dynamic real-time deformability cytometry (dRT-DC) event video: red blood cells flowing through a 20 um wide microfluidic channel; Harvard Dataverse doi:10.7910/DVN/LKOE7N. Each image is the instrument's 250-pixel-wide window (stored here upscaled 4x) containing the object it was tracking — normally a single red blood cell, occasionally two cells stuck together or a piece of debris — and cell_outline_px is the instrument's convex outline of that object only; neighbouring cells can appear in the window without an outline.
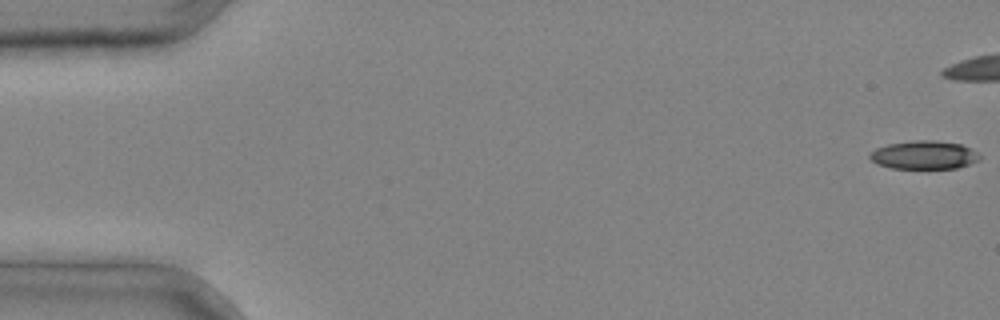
{"species": "common noctule bat (a hibernating species)", "species_latin": "Nyctalus noctula", "temperature_condition": "cold", "stored_images_in_passage": 5, "camera_frame_rate_fps": 3000, "um_per_image_px": 0.085, "animal": {"sex": "male", "body_mass_g": 20.4}, "frame": {"image": 1, "passage_image": 1, "time_ms": 0.0, "image_size_px": [1000, 320], "cell_outline_px": [[980, 160], [956, 168], [892, 168], [876, 164], [868, 156], [876, 148], [888, 144], [912, 140], [936, 140], [960, 144], [976, 152], [980, 156]], "centroid_in_image_um": [78.52, 13.17], "position_along_channel_um": 6.5, "area_um2": 18.03}}
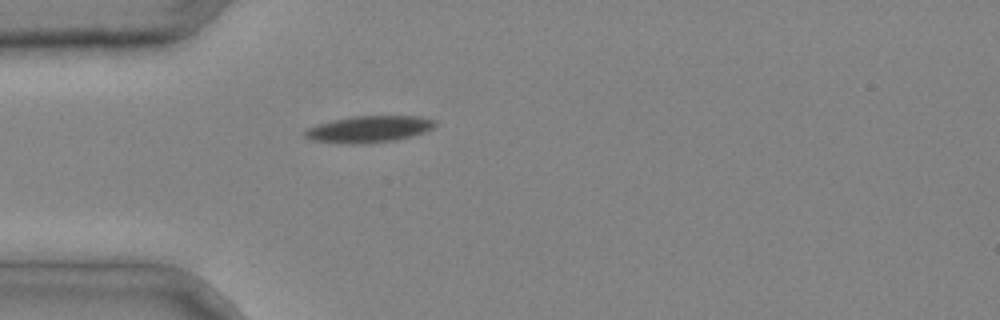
{"frame": {"image": 2, "passage_image": 5, "time_ms": 1.333, "image_size_px": [1000, 320], "cell_outline_px": [[436, 124], [432, 128], [424, 132], [412, 136], [396, 140], [368, 144], [340, 144], [308, 140], [304, 136], [304, 132], [308, 128], [320, 124], [352, 116], [420, 116], [436, 120]], "centroid_in_image_um": [31.36, 11.0], "position_along_channel_um": 53.6, "area_um2": 20.35}}